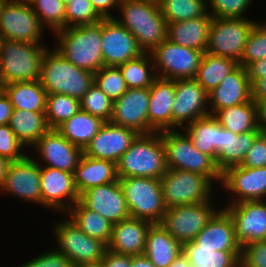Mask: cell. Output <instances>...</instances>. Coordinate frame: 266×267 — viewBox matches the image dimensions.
<instances>
[{"instance_id": "64", "label": "cell", "mask_w": 266, "mask_h": 267, "mask_svg": "<svg viewBox=\"0 0 266 267\" xmlns=\"http://www.w3.org/2000/svg\"><path fill=\"white\" fill-rule=\"evenodd\" d=\"M6 0H0V12Z\"/></svg>"}, {"instance_id": "62", "label": "cell", "mask_w": 266, "mask_h": 267, "mask_svg": "<svg viewBox=\"0 0 266 267\" xmlns=\"http://www.w3.org/2000/svg\"><path fill=\"white\" fill-rule=\"evenodd\" d=\"M78 267H103V266H102V263L99 262V263H95V264H85V265H81Z\"/></svg>"}, {"instance_id": "29", "label": "cell", "mask_w": 266, "mask_h": 267, "mask_svg": "<svg viewBox=\"0 0 266 267\" xmlns=\"http://www.w3.org/2000/svg\"><path fill=\"white\" fill-rule=\"evenodd\" d=\"M212 17L208 12L200 18L167 23V39L178 45L205 52Z\"/></svg>"}, {"instance_id": "46", "label": "cell", "mask_w": 266, "mask_h": 267, "mask_svg": "<svg viewBox=\"0 0 266 267\" xmlns=\"http://www.w3.org/2000/svg\"><path fill=\"white\" fill-rule=\"evenodd\" d=\"M102 19L90 0H73L65 6V28L93 25L99 23Z\"/></svg>"}, {"instance_id": "42", "label": "cell", "mask_w": 266, "mask_h": 267, "mask_svg": "<svg viewBox=\"0 0 266 267\" xmlns=\"http://www.w3.org/2000/svg\"><path fill=\"white\" fill-rule=\"evenodd\" d=\"M80 110V100L66 94H49L45 116L50 129H57Z\"/></svg>"}, {"instance_id": "11", "label": "cell", "mask_w": 266, "mask_h": 267, "mask_svg": "<svg viewBox=\"0 0 266 267\" xmlns=\"http://www.w3.org/2000/svg\"><path fill=\"white\" fill-rule=\"evenodd\" d=\"M203 54L168 39L150 52L157 77L171 80L195 78Z\"/></svg>"}, {"instance_id": "12", "label": "cell", "mask_w": 266, "mask_h": 267, "mask_svg": "<svg viewBox=\"0 0 266 267\" xmlns=\"http://www.w3.org/2000/svg\"><path fill=\"white\" fill-rule=\"evenodd\" d=\"M44 27L30 3L6 0L0 12V36L5 40L41 43Z\"/></svg>"}, {"instance_id": "17", "label": "cell", "mask_w": 266, "mask_h": 267, "mask_svg": "<svg viewBox=\"0 0 266 267\" xmlns=\"http://www.w3.org/2000/svg\"><path fill=\"white\" fill-rule=\"evenodd\" d=\"M104 66H119L144 54L135 36L114 18L102 19Z\"/></svg>"}, {"instance_id": "10", "label": "cell", "mask_w": 266, "mask_h": 267, "mask_svg": "<svg viewBox=\"0 0 266 267\" xmlns=\"http://www.w3.org/2000/svg\"><path fill=\"white\" fill-rule=\"evenodd\" d=\"M249 18H212L206 51L241 62L244 48L255 21Z\"/></svg>"}, {"instance_id": "32", "label": "cell", "mask_w": 266, "mask_h": 267, "mask_svg": "<svg viewBox=\"0 0 266 267\" xmlns=\"http://www.w3.org/2000/svg\"><path fill=\"white\" fill-rule=\"evenodd\" d=\"M9 126L18 141L25 147H33L50 130L45 112L13 109Z\"/></svg>"}, {"instance_id": "35", "label": "cell", "mask_w": 266, "mask_h": 267, "mask_svg": "<svg viewBox=\"0 0 266 267\" xmlns=\"http://www.w3.org/2000/svg\"><path fill=\"white\" fill-rule=\"evenodd\" d=\"M213 116L223 128L236 134L260 131L258 128V107L252 99L246 103L220 109Z\"/></svg>"}, {"instance_id": "61", "label": "cell", "mask_w": 266, "mask_h": 267, "mask_svg": "<svg viewBox=\"0 0 266 267\" xmlns=\"http://www.w3.org/2000/svg\"><path fill=\"white\" fill-rule=\"evenodd\" d=\"M10 163L11 162L8 159L0 156V190L4 183V179L7 174V170H8Z\"/></svg>"}, {"instance_id": "4", "label": "cell", "mask_w": 266, "mask_h": 267, "mask_svg": "<svg viewBox=\"0 0 266 267\" xmlns=\"http://www.w3.org/2000/svg\"><path fill=\"white\" fill-rule=\"evenodd\" d=\"M116 167L118 178L160 179L168 169L160 132L139 134L121 156Z\"/></svg>"}, {"instance_id": "30", "label": "cell", "mask_w": 266, "mask_h": 267, "mask_svg": "<svg viewBox=\"0 0 266 267\" xmlns=\"http://www.w3.org/2000/svg\"><path fill=\"white\" fill-rule=\"evenodd\" d=\"M193 146L210 156L215 162L221 155L222 126L209 114L183 127Z\"/></svg>"}, {"instance_id": "50", "label": "cell", "mask_w": 266, "mask_h": 267, "mask_svg": "<svg viewBox=\"0 0 266 267\" xmlns=\"http://www.w3.org/2000/svg\"><path fill=\"white\" fill-rule=\"evenodd\" d=\"M240 267H266V240L249 243L241 248Z\"/></svg>"}, {"instance_id": "9", "label": "cell", "mask_w": 266, "mask_h": 267, "mask_svg": "<svg viewBox=\"0 0 266 267\" xmlns=\"http://www.w3.org/2000/svg\"><path fill=\"white\" fill-rule=\"evenodd\" d=\"M61 221V222H60ZM52 229L57 251L68 257L75 267L103 260L108 245L80 230L70 219L60 220Z\"/></svg>"}, {"instance_id": "63", "label": "cell", "mask_w": 266, "mask_h": 267, "mask_svg": "<svg viewBox=\"0 0 266 267\" xmlns=\"http://www.w3.org/2000/svg\"><path fill=\"white\" fill-rule=\"evenodd\" d=\"M65 6L71 3L73 0H60Z\"/></svg>"}, {"instance_id": "56", "label": "cell", "mask_w": 266, "mask_h": 267, "mask_svg": "<svg viewBox=\"0 0 266 267\" xmlns=\"http://www.w3.org/2000/svg\"><path fill=\"white\" fill-rule=\"evenodd\" d=\"M13 107L4 91L0 93V125L9 124Z\"/></svg>"}, {"instance_id": "59", "label": "cell", "mask_w": 266, "mask_h": 267, "mask_svg": "<svg viewBox=\"0 0 266 267\" xmlns=\"http://www.w3.org/2000/svg\"><path fill=\"white\" fill-rule=\"evenodd\" d=\"M131 267H155L145 254L131 256Z\"/></svg>"}, {"instance_id": "31", "label": "cell", "mask_w": 266, "mask_h": 267, "mask_svg": "<svg viewBox=\"0 0 266 267\" xmlns=\"http://www.w3.org/2000/svg\"><path fill=\"white\" fill-rule=\"evenodd\" d=\"M182 251L183 245L174 239L161 224L150 226L144 254L155 267H168Z\"/></svg>"}, {"instance_id": "54", "label": "cell", "mask_w": 266, "mask_h": 267, "mask_svg": "<svg viewBox=\"0 0 266 267\" xmlns=\"http://www.w3.org/2000/svg\"><path fill=\"white\" fill-rule=\"evenodd\" d=\"M97 13L103 18H114V14L109 11L118 8L120 0H90Z\"/></svg>"}, {"instance_id": "37", "label": "cell", "mask_w": 266, "mask_h": 267, "mask_svg": "<svg viewBox=\"0 0 266 267\" xmlns=\"http://www.w3.org/2000/svg\"><path fill=\"white\" fill-rule=\"evenodd\" d=\"M64 216H67L68 219L88 236L96 238L107 245L109 244L113 223L97 212L87 209L80 201H77Z\"/></svg>"}, {"instance_id": "45", "label": "cell", "mask_w": 266, "mask_h": 267, "mask_svg": "<svg viewBox=\"0 0 266 267\" xmlns=\"http://www.w3.org/2000/svg\"><path fill=\"white\" fill-rule=\"evenodd\" d=\"M94 83L113 101L128 89L119 66L102 67L94 73Z\"/></svg>"}, {"instance_id": "49", "label": "cell", "mask_w": 266, "mask_h": 267, "mask_svg": "<svg viewBox=\"0 0 266 267\" xmlns=\"http://www.w3.org/2000/svg\"><path fill=\"white\" fill-rule=\"evenodd\" d=\"M9 124L0 125V156L10 162L22 160L27 154Z\"/></svg>"}, {"instance_id": "38", "label": "cell", "mask_w": 266, "mask_h": 267, "mask_svg": "<svg viewBox=\"0 0 266 267\" xmlns=\"http://www.w3.org/2000/svg\"><path fill=\"white\" fill-rule=\"evenodd\" d=\"M238 65L233 59L204 52L194 79L209 93Z\"/></svg>"}, {"instance_id": "6", "label": "cell", "mask_w": 266, "mask_h": 267, "mask_svg": "<svg viewBox=\"0 0 266 267\" xmlns=\"http://www.w3.org/2000/svg\"><path fill=\"white\" fill-rule=\"evenodd\" d=\"M182 133L177 129L160 132L167 168L199 173L220 184L222 174L216 162L195 148L189 136Z\"/></svg>"}, {"instance_id": "40", "label": "cell", "mask_w": 266, "mask_h": 267, "mask_svg": "<svg viewBox=\"0 0 266 267\" xmlns=\"http://www.w3.org/2000/svg\"><path fill=\"white\" fill-rule=\"evenodd\" d=\"M119 68L129 89L149 88L157 78L150 53L120 64Z\"/></svg>"}, {"instance_id": "15", "label": "cell", "mask_w": 266, "mask_h": 267, "mask_svg": "<svg viewBox=\"0 0 266 267\" xmlns=\"http://www.w3.org/2000/svg\"><path fill=\"white\" fill-rule=\"evenodd\" d=\"M32 155L10 163L0 193L42 206L40 164Z\"/></svg>"}, {"instance_id": "52", "label": "cell", "mask_w": 266, "mask_h": 267, "mask_svg": "<svg viewBox=\"0 0 266 267\" xmlns=\"http://www.w3.org/2000/svg\"><path fill=\"white\" fill-rule=\"evenodd\" d=\"M240 166L247 168L266 167V134L260 133L255 138Z\"/></svg>"}, {"instance_id": "5", "label": "cell", "mask_w": 266, "mask_h": 267, "mask_svg": "<svg viewBox=\"0 0 266 267\" xmlns=\"http://www.w3.org/2000/svg\"><path fill=\"white\" fill-rule=\"evenodd\" d=\"M48 48L34 44L2 39L0 47V79L3 85L39 80L41 63Z\"/></svg>"}, {"instance_id": "3", "label": "cell", "mask_w": 266, "mask_h": 267, "mask_svg": "<svg viewBox=\"0 0 266 267\" xmlns=\"http://www.w3.org/2000/svg\"><path fill=\"white\" fill-rule=\"evenodd\" d=\"M40 82L49 94L81 99L94 83V73L78 68L55 48L47 49L41 63Z\"/></svg>"}, {"instance_id": "1", "label": "cell", "mask_w": 266, "mask_h": 267, "mask_svg": "<svg viewBox=\"0 0 266 267\" xmlns=\"http://www.w3.org/2000/svg\"><path fill=\"white\" fill-rule=\"evenodd\" d=\"M120 18L114 19L136 38L144 53H150L167 39V22L157 0H120Z\"/></svg>"}, {"instance_id": "27", "label": "cell", "mask_w": 266, "mask_h": 267, "mask_svg": "<svg viewBox=\"0 0 266 267\" xmlns=\"http://www.w3.org/2000/svg\"><path fill=\"white\" fill-rule=\"evenodd\" d=\"M193 242L200 248L215 251H241L242 248L235 236L233 220L224 208L218 209Z\"/></svg>"}, {"instance_id": "7", "label": "cell", "mask_w": 266, "mask_h": 267, "mask_svg": "<svg viewBox=\"0 0 266 267\" xmlns=\"http://www.w3.org/2000/svg\"><path fill=\"white\" fill-rule=\"evenodd\" d=\"M126 199L130 217L160 224L166 206L161 182L157 178L126 177L118 178Z\"/></svg>"}, {"instance_id": "41", "label": "cell", "mask_w": 266, "mask_h": 267, "mask_svg": "<svg viewBox=\"0 0 266 267\" xmlns=\"http://www.w3.org/2000/svg\"><path fill=\"white\" fill-rule=\"evenodd\" d=\"M167 23L203 17L207 12L206 0H157Z\"/></svg>"}, {"instance_id": "21", "label": "cell", "mask_w": 266, "mask_h": 267, "mask_svg": "<svg viewBox=\"0 0 266 267\" xmlns=\"http://www.w3.org/2000/svg\"><path fill=\"white\" fill-rule=\"evenodd\" d=\"M149 88L127 89L113 101V113L110 122L130 128L138 134H148Z\"/></svg>"}, {"instance_id": "26", "label": "cell", "mask_w": 266, "mask_h": 267, "mask_svg": "<svg viewBox=\"0 0 266 267\" xmlns=\"http://www.w3.org/2000/svg\"><path fill=\"white\" fill-rule=\"evenodd\" d=\"M151 225L149 221L133 217L114 223L108 250L127 256L144 254L146 236Z\"/></svg>"}, {"instance_id": "60", "label": "cell", "mask_w": 266, "mask_h": 267, "mask_svg": "<svg viewBox=\"0 0 266 267\" xmlns=\"http://www.w3.org/2000/svg\"><path fill=\"white\" fill-rule=\"evenodd\" d=\"M168 267H192V265L188 257L182 251Z\"/></svg>"}, {"instance_id": "51", "label": "cell", "mask_w": 266, "mask_h": 267, "mask_svg": "<svg viewBox=\"0 0 266 267\" xmlns=\"http://www.w3.org/2000/svg\"><path fill=\"white\" fill-rule=\"evenodd\" d=\"M16 267H75L73 262L61 252L51 249L45 253L29 259L27 263Z\"/></svg>"}, {"instance_id": "24", "label": "cell", "mask_w": 266, "mask_h": 267, "mask_svg": "<svg viewBox=\"0 0 266 267\" xmlns=\"http://www.w3.org/2000/svg\"><path fill=\"white\" fill-rule=\"evenodd\" d=\"M208 97L211 115L220 109L249 102L252 90L246 68L239 64L208 93Z\"/></svg>"}, {"instance_id": "16", "label": "cell", "mask_w": 266, "mask_h": 267, "mask_svg": "<svg viewBox=\"0 0 266 267\" xmlns=\"http://www.w3.org/2000/svg\"><path fill=\"white\" fill-rule=\"evenodd\" d=\"M40 187L42 206L60 211L62 214L80 199L73 175L67 171L40 166Z\"/></svg>"}, {"instance_id": "57", "label": "cell", "mask_w": 266, "mask_h": 267, "mask_svg": "<svg viewBox=\"0 0 266 267\" xmlns=\"http://www.w3.org/2000/svg\"><path fill=\"white\" fill-rule=\"evenodd\" d=\"M252 100L258 104L259 102H266V76L257 79L252 85Z\"/></svg>"}, {"instance_id": "28", "label": "cell", "mask_w": 266, "mask_h": 267, "mask_svg": "<svg viewBox=\"0 0 266 267\" xmlns=\"http://www.w3.org/2000/svg\"><path fill=\"white\" fill-rule=\"evenodd\" d=\"M72 175L79 196L90 188L118 180L117 167L114 162L92 158L84 154Z\"/></svg>"}, {"instance_id": "44", "label": "cell", "mask_w": 266, "mask_h": 267, "mask_svg": "<svg viewBox=\"0 0 266 267\" xmlns=\"http://www.w3.org/2000/svg\"><path fill=\"white\" fill-rule=\"evenodd\" d=\"M80 109L107 122L112 117L113 100L93 83L80 99Z\"/></svg>"}, {"instance_id": "66", "label": "cell", "mask_w": 266, "mask_h": 267, "mask_svg": "<svg viewBox=\"0 0 266 267\" xmlns=\"http://www.w3.org/2000/svg\"><path fill=\"white\" fill-rule=\"evenodd\" d=\"M19 1H25L27 3H30L32 0H19Z\"/></svg>"}, {"instance_id": "14", "label": "cell", "mask_w": 266, "mask_h": 267, "mask_svg": "<svg viewBox=\"0 0 266 267\" xmlns=\"http://www.w3.org/2000/svg\"><path fill=\"white\" fill-rule=\"evenodd\" d=\"M208 105V93L194 78L175 79L172 130L209 115Z\"/></svg>"}, {"instance_id": "2", "label": "cell", "mask_w": 266, "mask_h": 267, "mask_svg": "<svg viewBox=\"0 0 266 267\" xmlns=\"http://www.w3.org/2000/svg\"><path fill=\"white\" fill-rule=\"evenodd\" d=\"M60 52L76 67L96 73L104 67L102 55V20L93 25H79L54 33Z\"/></svg>"}, {"instance_id": "48", "label": "cell", "mask_w": 266, "mask_h": 267, "mask_svg": "<svg viewBox=\"0 0 266 267\" xmlns=\"http://www.w3.org/2000/svg\"><path fill=\"white\" fill-rule=\"evenodd\" d=\"M206 2L208 14L212 18L230 19L247 18L244 13L252 4V0H206Z\"/></svg>"}, {"instance_id": "58", "label": "cell", "mask_w": 266, "mask_h": 267, "mask_svg": "<svg viewBox=\"0 0 266 267\" xmlns=\"http://www.w3.org/2000/svg\"><path fill=\"white\" fill-rule=\"evenodd\" d=\"M258 107V128L261 133L266 134V102H259Z\"/></svg>"}, {"instance_id": "36", "label": "cell", "mask_w": 266, "mask_h": 267, "mask_svg": "<svg viewBox=\"0 0 266 267\" xmlns=\"http://www.w3.org/2000/svg\"><path fill=\"white\" fill-rule=\"evenodd\" d=\"M104 122L100 117L80 109L56 130L70 143L84 150Z\"/></svg>"}, {"instance_id": "39", "label": "cell", "mask_w": 266, "mask_h": 267, "mask_svg": "<svg viewBox=\"0 0 266 267\" xmlns=\"http://www.w3.org/2000/svg\"><path fill=\"white\" fill-rule=\"evenodd\" d=\"M192 267H240L241 251H215L200 248L193 241L183 245Z\"/></svg>"}, {"instance_id": "53", "label": "cell", "mask_w": 266, "mask_h": 267, "mask_svg": "<svg viewBox=\"0 0 266 267\" xmlns=\"http://www.w3.org/2000/svg\"><path fill=\"white\" fill-rule=\"evenodd\" d=\"M101 263L103 267H131V256L107 250Z\"/></svg>"}, {"instance_id": "18", "label": "cell", "mask_w": 266, "mask_h": 267, "mask_svg": "<svg viewBox=\"0 0 266 267\" xmlns=\"http://www.w3.org/2000/svg\"><path fill=\"white\" fill-rule=\"evenodd\" d=\"M224 209L233 220L235 236L241 247L266 240L265 200L227 204Z\"/></svg>"}, {"instance_id": "33", "label": "cell", "mask_w": 266, "mask_h": 267, "mask_svg": "<svg viewBox=\"0 0 266 267\" xmlns=\"http://www.w3.org/2000/svg\"><path fill=\"white\" fill-rule=\"evenodd\" d=\"M260 133L261 131H250L236 134L222 127L221 155L216 161L221 174L228 168L241 165L255 138Z\"/></svg>"}, {"instance_id": "23", "label": "cell", "mask_w": 266, "mask_h": 267, "mask_svg": "<svg viewBox=\"0 0 266 267\" xmlns=\"http://www.w3.org/2000/svg\"><path fill=\"white\" fill-rule=\"evenodd\" d=\"M36 149L44 165L72 173L82 158L83 149L70 143L56 129H50L31 147Z\"/></svg>"}, {"instance_id": "34", "label": "cell", "mask_w": 266, "mask_h": 267, "mask_svg": "<svg viewBox=\"0 0 266 267\" xmlns=\"http://www.w3.org/2000/svg\"><path fill=\"white\" fill-rule=\"evenodd\" d=\"M13 109L45 112L47 93L40 80L14 82L3 85Z\"/></svg>"}, {"instance_id": "43", "label": "cell", "mask_w": 266, "mask_h": 267, "mask_svg": "<svg viewBox=\"0 0 266 267\" xmlns=\"http://www.w3.org/2000/svg\"><path fill=\"white\" fill-rule=\"evenodd\" d=\"M41 25L53 34L65 28V5L60 0H32L30 2Z\"/></svg>"}, {"instance_id": "47", "label": "cell", "mask_w": 266, "mask_h": 267, "mask_svg": "<svg viewBox=\"0 0 266 267\" xmlns=\"http://www.w3.org/2000/svg\"><path fill=\"white\" fill-rule=\"evenodd\" d=\"M266 58V22H256L248 35L244 52L239 63L246 68L250 63Z\"/></svg>"}, {"instance_id": "20", "label": "cell", "mask_w": 266, "mask_h": 267, "mask_svg": "<svg viewBox=\"0 0 266 267\" xmlns=\"http://www.w3.org/2000/svg\"><path fill=\"white\" fill-rule=\"evenodd\" d=\"M139 134L110 121L104 122L98 133L83 150L84 155L118 163Z\"/></svg>"}, {"instance_id": "19", "label": "cell", "mask_w": 266, "mask_h": 267, "mask_svg": "<svg viewBox=\"0 0 266 267\" xmlns=\"http://www.w3.org/2000/svg\"><path fill=\"white\" fill-rule=\"evenodd\" d=\"M221 188L232 194L236 204L266 199V167L247 168L234 166L222 173Z\"/></svg>"}, {"instance_id": "22", "label": "cell", "mask_w": 266, "mask_h": 267, "mask_svg": "<svg viewBox=\"0 0 266 267\" xmlns=\"http://www.w3.org/2000/svg\"><path fill=\"white\" fill-rule=\"evenodd\" d=\"M79 201L113 224L130 217L119 179L86 190L80 195Z\"/></svg>"}, {"instance_id": "55", "label": "cell", "mask_w": 266, "mask_h": 267, "mask_svg": "<svg viewBox=\"0 0 266 267\" xmlns=\"http://www.w3.org/2000/svg\"><path fill=\"white\" fill-rule=\"evenodd\" d=\"M247 74L251 85L262 77L266 76V58L250 63L247 67Z\"/></svg>"}, {"instance_id": "65", "label": "cell", "mask_w": 266, "mask_h": 267, "mask_svg": "<svg viewBox=\"0 0 266 267\" xmlns=\"http://www.w3.org/2000/svg\"><path fill=\"white\" fill-rule=\"evenodd\" d=\"M3 91V84L1 82V79H0V93Z\"/></svg>"}, {"instance_id": "13", "label": "cell", "mask_w": 266, "mask_h": 267, "mask_svg": "<svg viewBox=\"0 0 266 267\" xmlns=\"http://www.w3.org/2000/svg\"><path fill=\"white\" fill-rule=\"evenodd\" d=\"M211 201L166 208L161 225L182 245L192 242L218 211Z\"/></svg>"}, {"instance_id": "8", "label": "cell", "mask_w": 266, "mask_h": 267, "mask_svg": "<svg viewBox=\"0 0 266 267\" xmlns=\"http://www.w3.org/2000/svg\"><path fill=\"white\" fill-rule=\"evenodd\" d=\"M165 206L189 205L211 201L214 183L206 176L179 169H167L160 178ZM213 188V189H212Z\"/></svg>"}, {"instance_id": "25", "label": "cell", "mask_w": 266, "mask_h": 267, "mask_svg": "<svg viewBox=\"0 0 266 267\" xmlns=\"http://www.w3.org/2000/svg\"><path fill=\"white\" fill-rule=\"evenodd\" d=\"M175 80L157 77L150 86L148 134L172 130Z\"/></svg>"}]
</instances>
